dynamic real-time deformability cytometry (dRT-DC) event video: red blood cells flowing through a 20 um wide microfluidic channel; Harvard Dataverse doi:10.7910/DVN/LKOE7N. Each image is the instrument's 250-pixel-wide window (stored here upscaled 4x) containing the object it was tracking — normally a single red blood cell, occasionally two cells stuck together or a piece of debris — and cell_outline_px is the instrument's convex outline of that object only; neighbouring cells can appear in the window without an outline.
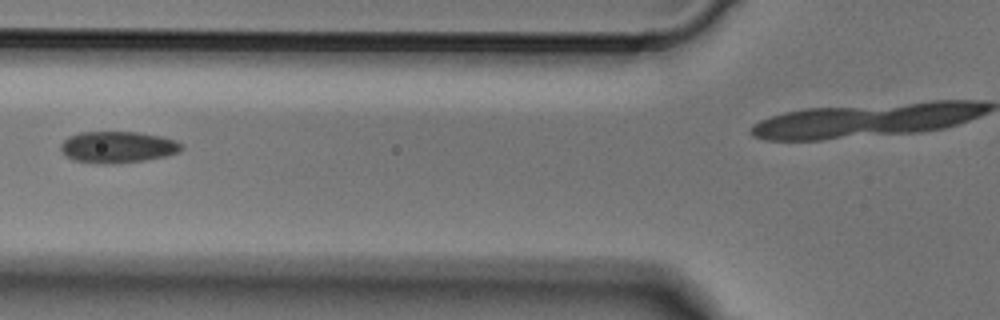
{"species": "Egyptian fruit bat (a non-hibernating species)", "species_latin": "Rousettus aegyptiacus", "temperature_condition": "cold", "stored_images_in_passage": 5, "segment_of_instrument_passage": [1, 2], "camera_frame_rate_fps": 3000, "um_per_image_px": 0.085, "animal": {"sex": "male"}, "frame": {"image": 1, "passage_image": 4, "time_ms": 1.0, "image_size_px": [1000, 320], "cell_outline_px": [[184, 148], [180, 152], [164, 156], [144, 160], [104, 164], [100, 164], [72, 160], [64, 156], [60, 148], [60, 144], [68, 136], [80, 132], [136, 132], [160, 136], [176, 140], [184, 144]], "centroid_in_image_um": [9.99, 12.5], "position_along_channel_um": 115.8, "area_um2": 22.31}}